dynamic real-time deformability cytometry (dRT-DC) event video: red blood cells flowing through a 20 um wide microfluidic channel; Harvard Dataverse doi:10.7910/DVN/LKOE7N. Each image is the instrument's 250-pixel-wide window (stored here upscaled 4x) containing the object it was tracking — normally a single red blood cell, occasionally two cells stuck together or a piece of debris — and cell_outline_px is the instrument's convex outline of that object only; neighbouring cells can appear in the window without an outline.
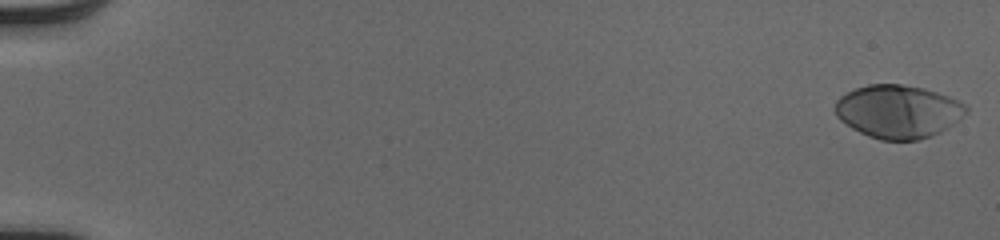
{"species": "human", "species_latin": "Homo sapiens", "temperature_condition": "cold", "stored_images_in_passage": 45, "camera_frame_rate_fps": 3000, "um_per_image_px": 0.085, "donor": {"sex": "male"}, "frame": {"image": 1, "passage_image": 1, "time_ms": 0.0, "image_size_px": [1000, 240], "cell_outline_px": [[968, 112], [960, 120], [948, 128], [932, 136], [916, 140], [880, 140], [868, 136], [852, 128], [840, 120], [836, 116], [836, 100], [840, 96], [856, 88], [868, 84], [900, 84], [924, 88], [948, 96], [964, 104], [968, 108]], "centroid_in_image_um": [76.36, 9.48], "position_along_channel_um": 8.6, "area_um2": 40.63}}
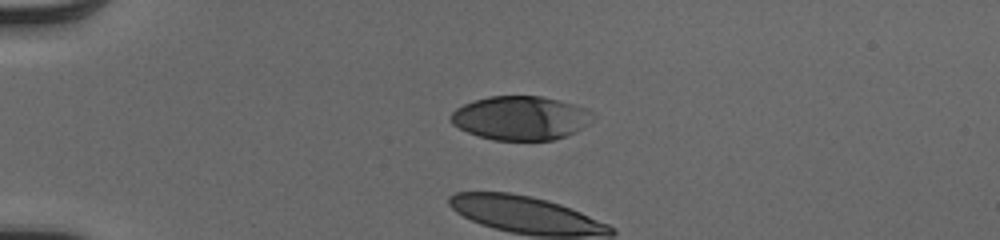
{"frame": {"image": 2, "passage_image": 14, "time_ms": 4.333, "image_size_px": [1000, 240], "cell_outline_px": [[596, 116], [576, 132], [552, 140], [492, 140], [468, 132], [452, 124], [452, 112], [456, 108], [464, 104], [488, 96], [540, 96], [560, 100], [596, 112]], "centroid_in_image_um": [44.28, 10.03], "position_along_channel_um": 40.7, "area_um2": 36.13}}